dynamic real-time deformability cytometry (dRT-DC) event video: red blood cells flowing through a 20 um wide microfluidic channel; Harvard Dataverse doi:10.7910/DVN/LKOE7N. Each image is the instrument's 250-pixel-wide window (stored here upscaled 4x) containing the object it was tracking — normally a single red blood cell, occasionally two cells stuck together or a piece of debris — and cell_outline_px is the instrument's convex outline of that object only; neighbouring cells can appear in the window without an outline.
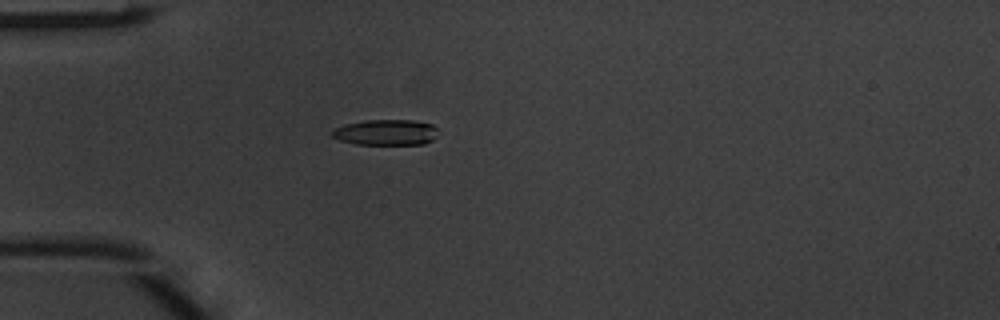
{"species": "common noctule bat (a hibernating species)", "species_latin": "Nyctalus noctula", "temperature_condition": "warm", "stored_images_in_passage": 4, "camera_frame_rate_fps": 3000, "um_per_image_px": 0.085, "animal": {"sex": "male", "body_mass_g": 20.1, "forearm_length_mm": 53.5}, "frame": {"image": 1, "passage_image": 4, "time_ms": 1.0, "image_size_px": [1000, 320], "cell_outline_px": [[436, 136], [432, 140], [424, 144], [356, 144], [340, 140], [332, 136], [328, 132], [332, 128], [344, 124], [364, 120], [412, 120], [432, 124], [436, 128]], "centroid_in_image_um": [32.74, 11.24], "position_along_channel_um": 52.3, "area_um2": 16.01}}